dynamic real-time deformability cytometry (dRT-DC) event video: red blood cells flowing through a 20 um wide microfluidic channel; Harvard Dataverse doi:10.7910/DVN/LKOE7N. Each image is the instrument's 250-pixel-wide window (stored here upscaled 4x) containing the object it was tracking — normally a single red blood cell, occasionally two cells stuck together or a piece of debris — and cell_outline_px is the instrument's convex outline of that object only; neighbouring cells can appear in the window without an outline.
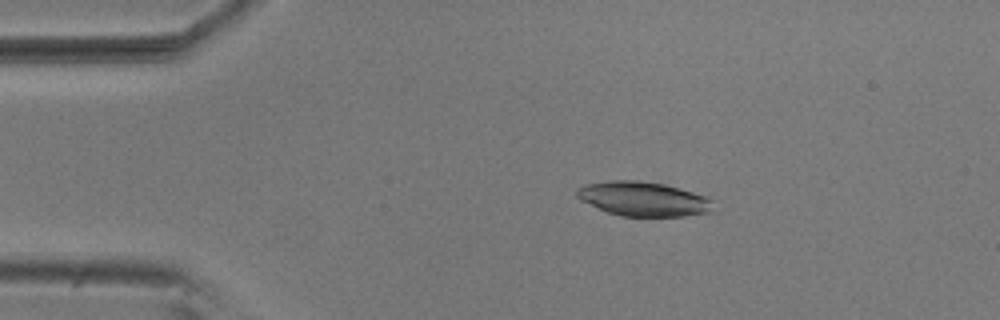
{"species": "common noctule bat (a hibernating species)", "species_latin": "Nyctalus noctula", "temperature_condition": "room temperature", "stored_images_in_passage": 36, "camera_frame_rate_fps": 3000, "um_per_image_px": 0.085, "animal": {"sex": "male", "body_mass_g": 20.5, "forearm_length_mm": 52.5}, "frame": {"image": 1, "passage_image": 10, "time_ms": 3.0, "image_size_px": [1000, 320], "cell_outline_px": [[712, 212], [684, 216], [620, 216], [608, 212], [580, 200], [576, 196], [576, 188], [584, 184], [608, 180], [640, 180], [664, 184], [708, 196], [712, 200]], "centroid_in_image_um": [54.67, 16.9], "position_along_channel_um": 30.3, "area_um2": 27.51}}
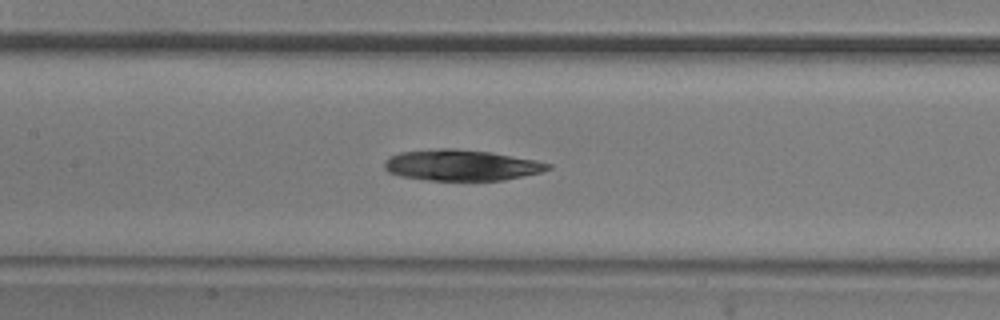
{"frame": {"image": 2, "passage_image": 25, "time_ms": 8.0, "image_size_px": [1000, 320], "cell_outline_px": [[552, 168], [544, 172], [504, 180], [428, 180], [400, 176], [388, 172], [384, 168], [384, 160], [388, 156], [400, 152], [440, 148], [456, 148], [492, 152], [536, 160], [552, 164]], "centroid_in_image_um": [39.23, 14.03], "position_along_channel_um": 168.2, "area_um2": 29.82}}
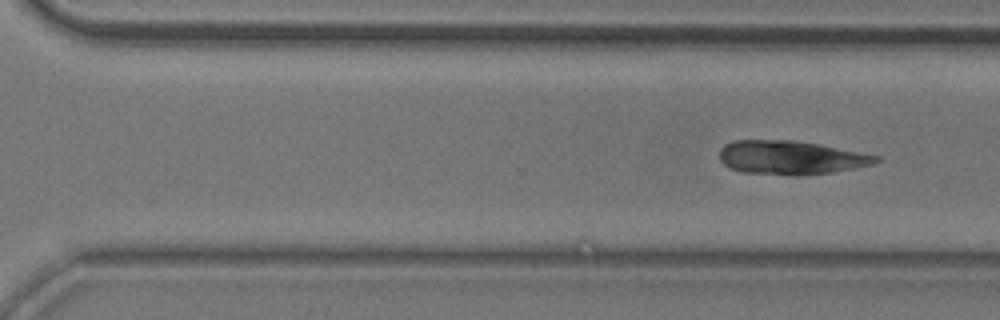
{"frame": {"image": 3, "passage_image": 36, "time_ms": 11.667, "image_size_px": [1000, 320], "cell_outline_px": [[880, 160], [872, 164], [832, 172], [796, 176], [792, 176], [744, 172], [732, 168], [724, 164], [720, 160], [720, 148], [724, 144], [732, 140], [792, 140], [820, 144], [880, 156]], "centroid_in_image_um": [67.19, 13.39], "position_along_channel_um": 303.4, "area_um2": 30.75}}